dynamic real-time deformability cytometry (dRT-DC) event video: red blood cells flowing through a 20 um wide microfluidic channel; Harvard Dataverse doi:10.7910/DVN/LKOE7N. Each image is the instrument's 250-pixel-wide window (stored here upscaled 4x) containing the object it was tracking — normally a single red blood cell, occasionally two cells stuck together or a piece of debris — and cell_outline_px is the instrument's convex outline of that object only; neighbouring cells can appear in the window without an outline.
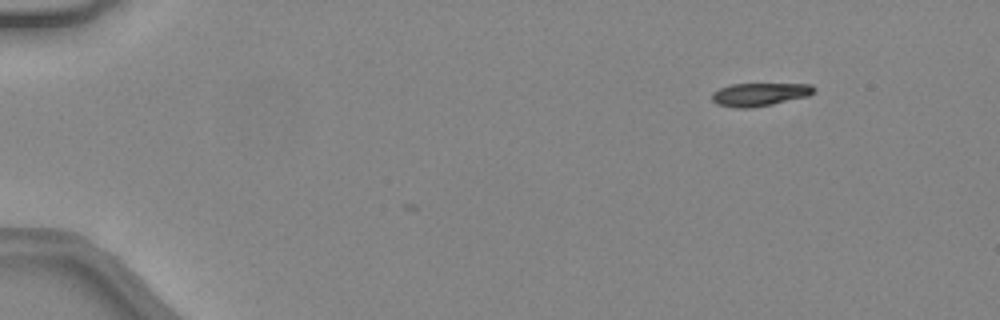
{"species": "common noctule bat (a hibernating species)", "species_latin": "Nyctalus noctula", "temperature_condition": "warm", "stored_images_in_passage": 2, "camera_frame_rate_fps": 3000, "um_per_image_px": 0.085, "animal": {"sex": "female", "body_mass_g": 24.6, "forearm_length_mm": 56.2}, "frame": {"image": 1, "passage_image": 2, "time_ms": 0.333, "image_size_px": [1000, 320], "cell_outline_px": [[816, 92], [808, 96], [772, 104], [752, 108], [736, 108], [716, 104], [712, 100], [712, 92], [720, 88], [732, 84], [812, 84], [816, 88]], "centroid_in_image_um": [64.58, 8.02], "position_along_channel_um": 20.4, "area_um2": 13.81}}